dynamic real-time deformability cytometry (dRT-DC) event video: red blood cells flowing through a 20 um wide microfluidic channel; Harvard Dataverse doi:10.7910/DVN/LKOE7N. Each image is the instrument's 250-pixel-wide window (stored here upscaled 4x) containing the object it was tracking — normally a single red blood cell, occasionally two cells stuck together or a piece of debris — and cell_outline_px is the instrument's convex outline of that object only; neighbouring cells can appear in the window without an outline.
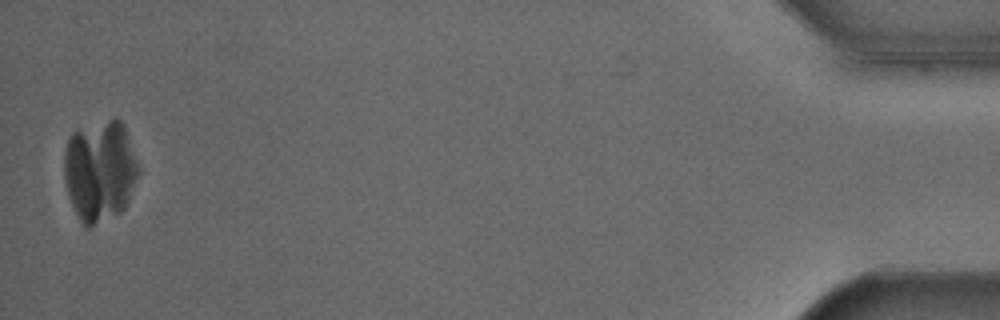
{"species": "Egyptian fruit bat (a non-hibernating species)", "species_latin": "Rousettus aegyptiacus", "temperature_condition": "cold", "stored_images_in_passage": 40, "camera_frame_rate_fps": 3000, "um_per_image_px": 0.085, "animal": {"sex": "male"}, "frame": {"image": 1, "passage_image": 40, "time_ms": 13.0, "image_size_px": [1000, 320], "cell_outline_px": [[140, 172], [128, 200], [124, 208], [120, 212], [88, 228], [80, 220], [68, 196], [64, 180], [64, 156], [68, 140], [72, 132], [116, 116], [124, 124], [140, 168]], "centroid_in_image_um": [8.5, 14.49], "position_along_channel_um": 426.7, "area_um2": 43.93}}